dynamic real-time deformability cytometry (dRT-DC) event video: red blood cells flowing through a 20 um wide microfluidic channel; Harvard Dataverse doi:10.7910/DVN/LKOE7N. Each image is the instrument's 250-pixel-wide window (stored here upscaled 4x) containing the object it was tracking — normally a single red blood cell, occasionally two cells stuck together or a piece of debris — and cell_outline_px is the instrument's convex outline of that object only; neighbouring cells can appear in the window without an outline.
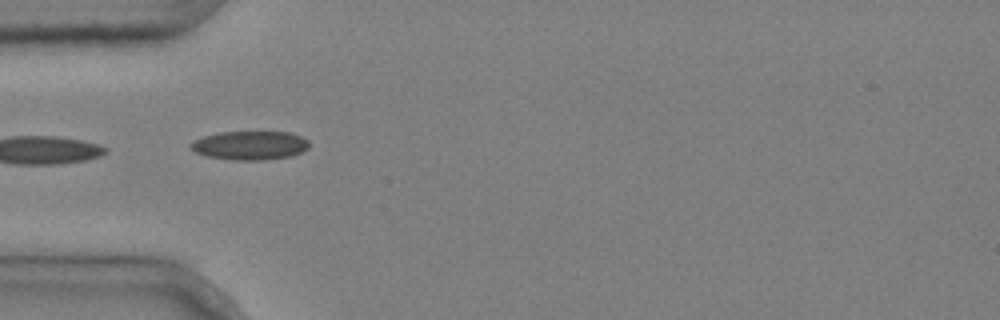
{"species": "common noctule bat (a hibernating species)", "species_latin": "Nyctalus noctula", "temperature_condition": "cold", "stored_images_in_passage": 4, "camera_frame_rate_fps": 3000, "um_per_image_px": 0.085, "animal": {"sex": "male", "body_mass_g": 20.4}, "frame": {"image": 1, "passage_image": 4, "time_ms": 1.0, "image_size_px": [1000, 320], "cell_outline_px": [[308, 148], [292, 156], [264, 160], [232, 160], [204, 156], [196, 152], [188, 144], [192, 140], [204, 136], [220, 132], [288, 132], [300, 136], [308, 140]], "centroid_in_image_um": [21.21, 12.36], "position_along_channel_um": 63.8, "area_um2": 19.94}}